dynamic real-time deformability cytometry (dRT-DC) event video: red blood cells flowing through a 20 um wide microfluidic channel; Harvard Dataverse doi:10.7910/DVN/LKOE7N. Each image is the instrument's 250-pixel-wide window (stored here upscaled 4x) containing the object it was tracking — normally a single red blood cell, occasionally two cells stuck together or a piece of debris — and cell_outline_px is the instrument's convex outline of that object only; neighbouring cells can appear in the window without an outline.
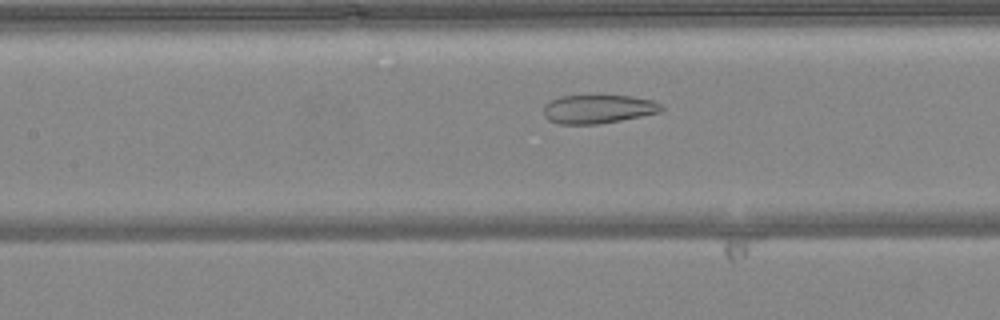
{"species": "common noctule bat (a hibernating species)", "species_latin": "Nyctalus noctula", "temperature_condition": "warm", "stored_images_in_passage": 47, "camera_frame_rate_fps": 3000, "um_per_image_px": 0.085, "animal": {"sex": "female", "body_mass_g": 24.6, "forearm_length_mm": 56.2}, "frame": {"image": 1, "passage_image": 20, "time_ms": 6.333, "image_size_px": [1000, 320], "cell_outline_px": [[664, 108], [660, 112], [620, 120], [596, 124], [560, 124], [548, 120], [544, 116], [544, 104], [548, 100], [560, 96], [632, 96], [652, 100], [660, 104]], "centroid_in_image_um": [50.79, 9.27], "position_along_channel_um": 156.6, "area_um2": 19.59}}
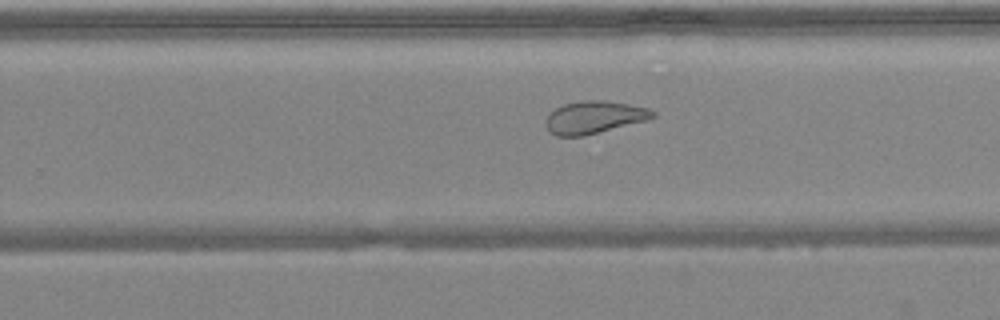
{"frame": {"image": 2, "passage_image": 29, "time_ms": 9.333, "image_size_px": [1000, 320], "cell_outline_px": [[656, 116], [648, 120], [584, 136], [556, 136], [548, 132], [544, 120], [556, 108], [564, 104], [580, 100], [604, 100], [628, 104], [648, 108], [656, 112]], "centroid_in_image_um": [50.5, 9.97], "position_along_channel_um": 279.3, "area_um2": 20.4}}
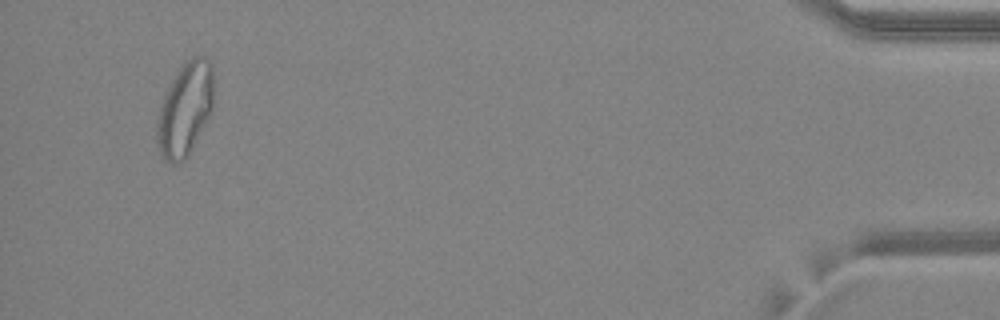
{"frame": {"image": 3, "passage_image": 45, "time_ms": 14.667, "image_size_px": [1000, 320], "cell_outline_px": [[212, 108], [188, 156], [184, 160], [172, 164], [164, 160], [160, 156], [156, 136], [156, 124], [160, 108], [164, 96], [176, 72], [184, 60], [192, 56], [208, 56], [212, 64]], "centroid_in_image_um": [15.71, 9.26], "position_along_channel_um": 419.5, "area_um2": 30.69}, "authors_computed_cell_mechanics": {"area_um2": 27.166, "velocity_mm_per_s": 4.1145, "shape_relaxation_time_tau1_ms": null, "shape_relaxation_time_tau2_ms": 1.5055, "deformation_change_tau1": null, "deformation_change_tau2": 0.0928}}